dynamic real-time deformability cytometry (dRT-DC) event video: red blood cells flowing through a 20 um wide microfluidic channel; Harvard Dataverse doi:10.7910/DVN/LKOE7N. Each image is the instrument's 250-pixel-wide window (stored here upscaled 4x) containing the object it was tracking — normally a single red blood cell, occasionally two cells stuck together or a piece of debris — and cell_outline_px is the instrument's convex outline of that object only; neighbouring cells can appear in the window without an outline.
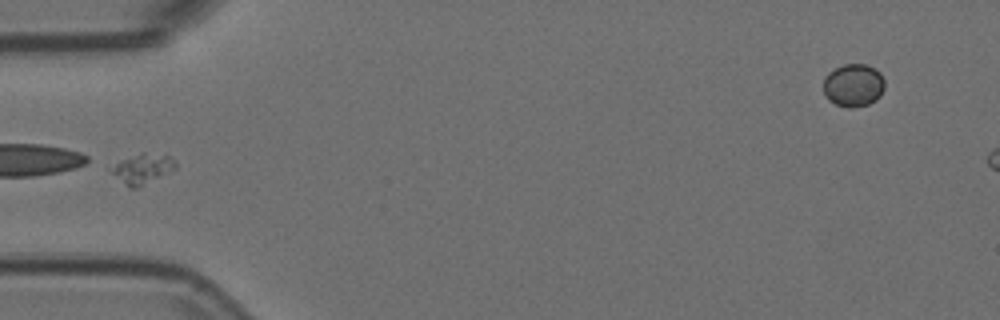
{"species": "Egyptian fruit bat (a non-hibernating species)", "species_latin": "Rousettus aegyptiacus", "temperature_condition": "room temperature", "stored_images_in_passage": 11, "segment_of_instrument_passage": [1, 2], "camera_frame_rate_fps": 3000, "um_per_image_px": 0.085, "animal": {"sex": "female"}, "frame": {"image": 1, "passage_image": 5, "time_ms": 1.333, "image_size_px": [1000, 320], "cell_outline_px": [[176, 168], [136, 188], [128, 188], [108, 168], [120, 160], [140, 152], [144, 152], [168, 156], [176, 160]], "centroid_in_image_um": [12.08, 14.32], "position_along_channel_um": 72.9, "area_um2": 11.04}}
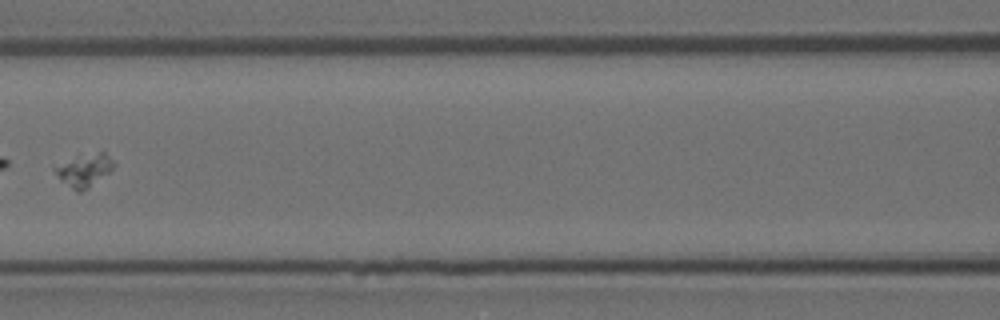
{"frame": {"image": 2, "passage_image": 7, "time_ms": 2.0, "image_size_px": [1000, 320], "cell_outline_px": [[116, 164], [108, 172], [88, 188], [80, 192], [76, 192], [60, 180], [52, 168], [100, 152], [104, 152]], "centroid_in_image_um": [7.18, 14.55], "position_along_channel_um": 159.4, "area_um2": 10.23}}
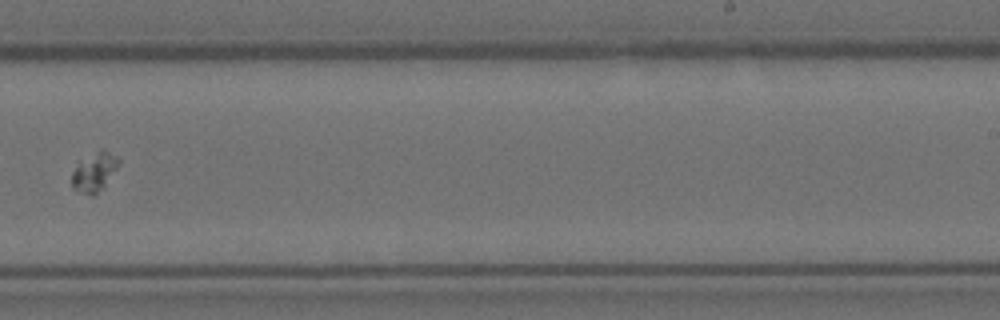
{"frame": {"image": 3, "passage_image": 10, "time_ms": 3.0, "image_size_px": [1000, 320], "cell_outline_px": [[120, 160], [116, 168], [96, 196], [92, 196], [72, 188], [72, 172], [76, 168], [100, 148], [104, 148], [116, 156]], "centroid_in_image_um": [8.04, 14.64], "position_along_channel_um": 281.0, "area_um2": 10.12}}